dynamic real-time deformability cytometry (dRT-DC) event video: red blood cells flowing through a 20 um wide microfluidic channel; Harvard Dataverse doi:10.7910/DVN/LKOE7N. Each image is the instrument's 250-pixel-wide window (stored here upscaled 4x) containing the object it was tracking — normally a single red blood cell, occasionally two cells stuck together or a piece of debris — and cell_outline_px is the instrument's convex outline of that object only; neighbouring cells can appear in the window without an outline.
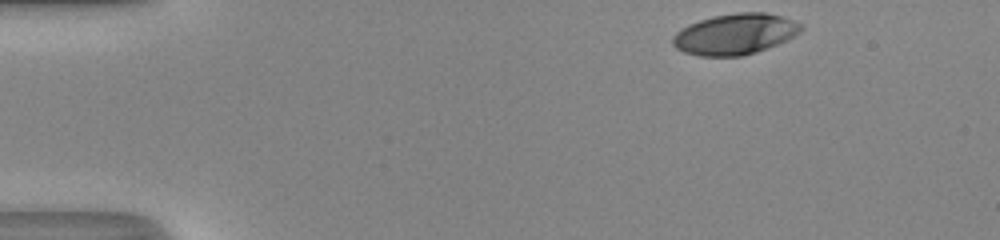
{"species": "human", "species_latin": "Homo sapiens", "temperature_condition": "room temperature", "stored_images_in_passage": 37, "camera_frame_rate_fps": 3000, "um_per_image_px": 0.085, "donor": {"sex": "male"}, "frame": {"image": 1, "passage_image": 1, "time_ms": 0.0, "image_size_px": [1000, 240], "cell_outline_px": [[804, 28], [800, 32], [776, 44], [756, 52], [740, 56], [700, 56], [684, 52], [676, 48], [672, 44], [672, 36], [676, 32], [688, 24], [712, 16], [736, 12], [764, 12], [780, 16], [804, 24]], "centroid_in_image_um": [62.45, 2.89], "position_along_channel_um": 22.6, "area_um2": 30.46}}
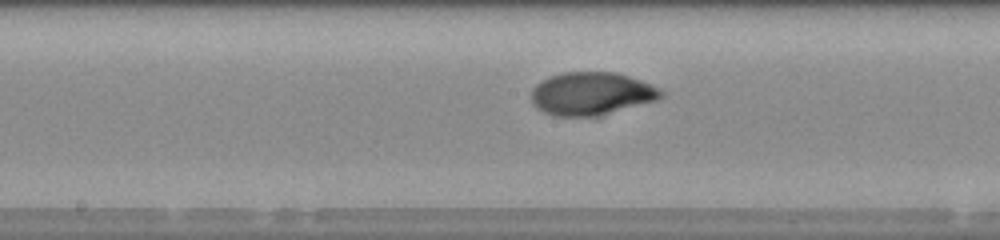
{"frame": {"image": 2, "passage_image": 21, "time_ms": 6.667, "image_size_px": [1000, 240], "cell_outline_px": [[664, 96], [660, 100], [600, 116], [552, 116], [536, 108], [532, 104], [532, 88], [536, 84], [552, 76], [564, 72], [616, 72], [640, 80], [660, 88], [664, 92]], "centroid_in_image_um": [50.31, 7.98], "position_along_channel_um": 197.9, "area_um2": 32.77}}
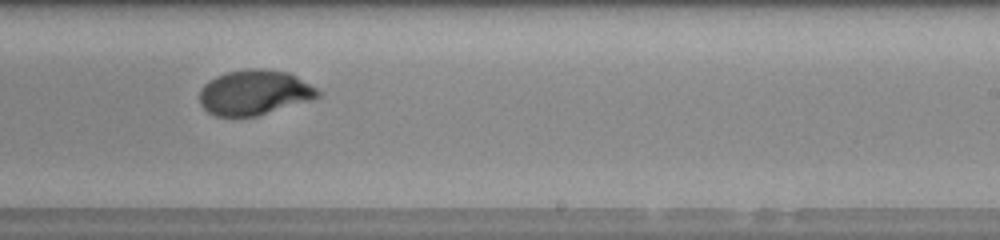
{"frame": {"image": 3, "passage_image": 26, "time_ms": 8.333, "image_size_px": [1000, 240], "cell_outline_px": [[320, 96], [316, 100], [256, 116], [216, 116], [208, 112], [200, 104], [200, 88], [208, 80], [216, 76], [228, 72], [248, 68], [264, 68], [288, 72], [296, 76], [316, 88], [320, 92]], "centroid_in_image_um": [21.65, 7.86], "position_along_channel_um": 267.4, "area_um2": 31.39}, "authors_computed_cell_mechanics": {"area_um2": 31.6744, "velocity_mm_per_s": 4.1817, "shape_relaxation_time_tau1_ms": 4.8345, "shape_relaxation_time_tau2_ms": null, "deformation_change_tau1": 0.234, "deformation_change_tau2": null}}